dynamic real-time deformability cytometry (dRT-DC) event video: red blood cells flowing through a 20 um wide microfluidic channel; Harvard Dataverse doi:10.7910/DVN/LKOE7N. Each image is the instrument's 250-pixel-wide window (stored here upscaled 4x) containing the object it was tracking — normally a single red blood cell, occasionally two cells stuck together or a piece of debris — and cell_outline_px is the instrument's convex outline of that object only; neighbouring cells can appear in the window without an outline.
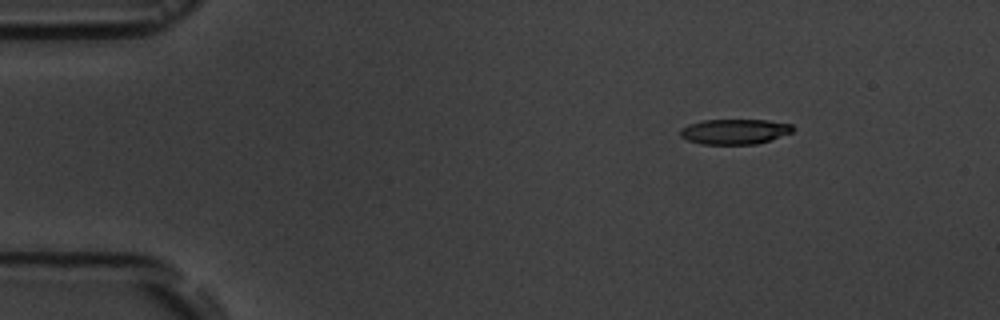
{"species": "common noctule bat (a hibernating species)", "species_latin": "Nyctalus noctula", "temperature_condition": "room temperature", "stored_images_in_passage": 7, "camera_frame_rate_fps": 3000, "um_per_image_px": 0.085, "animal": {"sex": "male", "body_mass_g": 19.5, "forearm_length_mm": 54.6}, "frame": {"image": 1, "passage_image": 3, "time_ms": 2.333, "image_size_px": [1000, 320], "cell_outline_px": [[796, 128], [792, 132], [756, 144], [700, 144], [688, 140], [680, 136], [680, 128], [688, 124], [704, 120], [768, 120], [792, 124]], "centroid_in_image_um": [62.43, 11.18], "position_along_channel_um": 22.6, "area_um2": 16.53}}
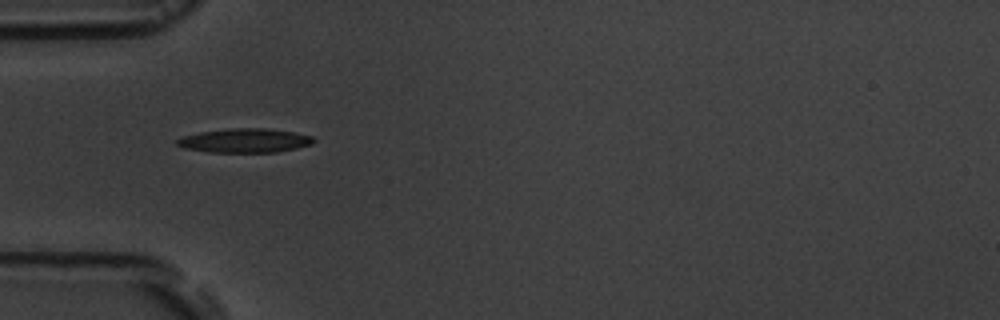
{"frame": {"image": 2, "passage_image": 6, "time_ms": 5.667, "image_size_px": [1000, 320], "cell_outline_px": [[316, 140], [312, 144], [296, 148], [276, 152], [208, 152], [184, 148], [176, 144], [176, 140], [184, 136], [200, 132], [228, 128], [268, 128], [292, 132], [312, 136]], "centroid_in_image_um": [20.81, 11.94], "position_along_channel_um": 64.2, "area_um2": 19.13}}
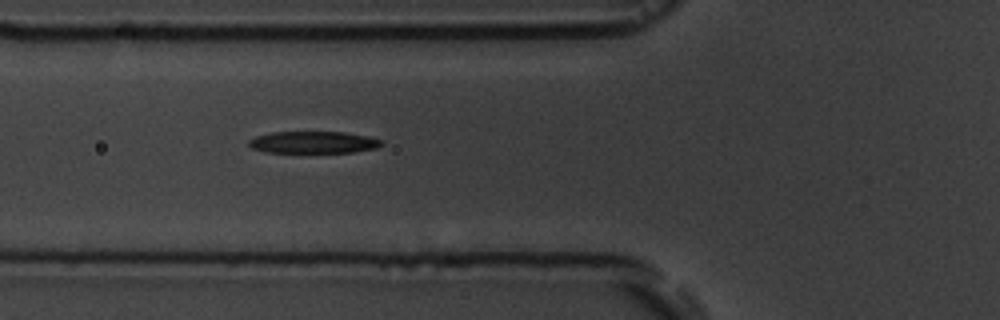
{"frame": {"image": 3, "passage_image": 7, "time_ms": 6.667, "image_size_px": [1000, 320], "cell_outline_px": [[384, 144], [376, 148], [352, 152], [264, 152], [252, 148], [248, 144], [248, 140], [256, 136], [272, 132], [344, 132], [384, 140]], "centroid_in_image_um": [26.62, 12.09], "position_along_channel_um": 99.2, "area_um2": 16.88}}